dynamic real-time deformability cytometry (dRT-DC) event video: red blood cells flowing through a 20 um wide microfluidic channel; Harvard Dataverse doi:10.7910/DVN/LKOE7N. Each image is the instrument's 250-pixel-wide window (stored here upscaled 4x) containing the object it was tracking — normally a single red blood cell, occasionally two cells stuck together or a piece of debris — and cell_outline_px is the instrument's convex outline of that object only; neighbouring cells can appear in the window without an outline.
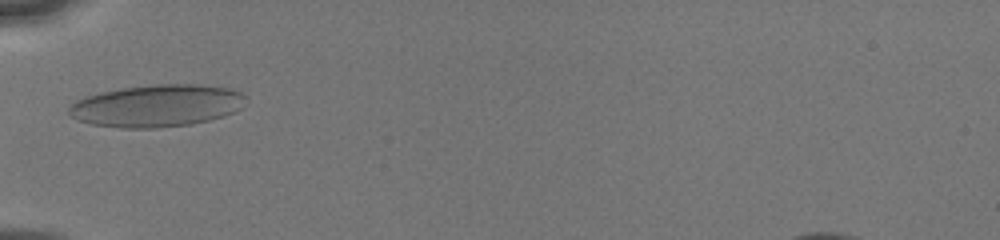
{"species": "human", "species_latin": "Homo sapiens", "temperature_condition": "cold", "stored_images_in_passage": 5, "camera_frame_rate_fps": 3000, "um_per_image_px": 0.085, "donor": {"sex": "male"}, "frame": {"image": 1, "passage_image": 4, "time_ms": 1.667, "image_size_px": [1000, 240], "cell_outline_px": [[244, 96], [240, 108], [236, 112], [224, 116], [192, 124], [156, 128], [120, 128], [92, 124], [76, 120], [68, 112], [68, 108], [76, 100], [100, 92], [120, 88], [152, 84], [200, 84], [232, 88], [240, 92]], "centroid_in_image_um": [13.32, 8.98], "position_along_channel_um": 71.7, "area_um2": 43.64}}